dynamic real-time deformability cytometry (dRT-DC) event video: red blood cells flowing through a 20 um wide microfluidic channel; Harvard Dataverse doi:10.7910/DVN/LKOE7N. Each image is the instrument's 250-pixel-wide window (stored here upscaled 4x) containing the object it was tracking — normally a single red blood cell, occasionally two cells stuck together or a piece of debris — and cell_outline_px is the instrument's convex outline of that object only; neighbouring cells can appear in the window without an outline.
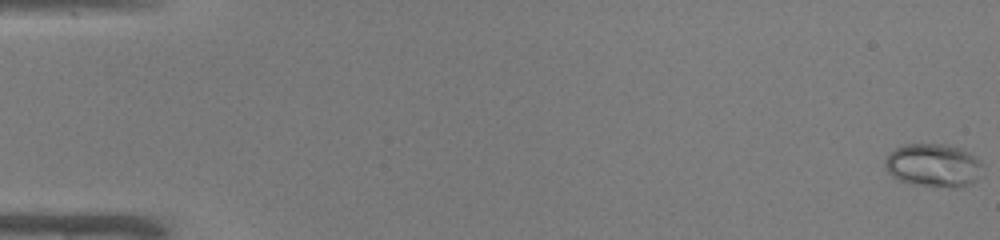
{"species": "common noctule bat (a hibernating species)", "species_latin": "Nyctalus noctula", "temperature_condition": "warm", "stored_images_in_passage": 51, "camera_frame_rate_fps": 3000, "um_per_image_px": 0.085, "animal": {"sex": "male", "body_mass_g": 19.0, "forearm_length_mm": 50.8}, "frame": {"image": 1, "passage_image": 1, "time_ms": 0.0, "image_size_px": [1000, 240], "cell_outline_px": [[984, 164], [980, 176], [960, 188], [956, 188], [912, 184], [900, 180], [892, 176], [884, 168], [884, 160], [888, 152], [904, 144], [944, 144], [960, 148], [976, 156]], "centroid_in_image_um": [79.32, 14.04], "position_along_channel_um": 5.7, "area_um2": 24.85}}
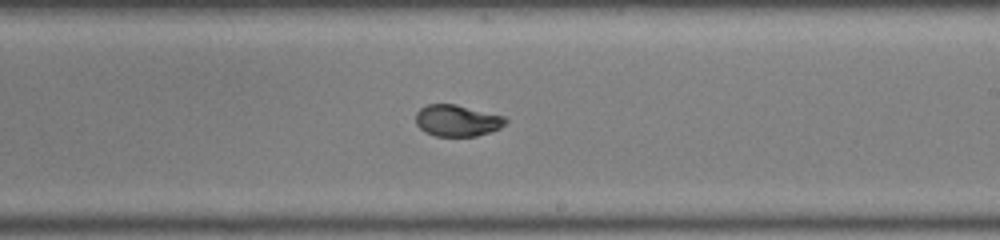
{"frame": {"image": 2, "passage_image": 31, "time_ms": 10.0, "image_size_px": [1000, 240], "cell_outline_px": [[508, 120], [500, 128], [476, 136], [436, 136], [424, 132], [416, 124], [416, 112], [420, 108], [428, 104], [456, 104], [504, 116]], "centroid_in_image_um": [38.83, 10.24], "position_along_channel_um": 250.2, "area_um2": 16.47}}
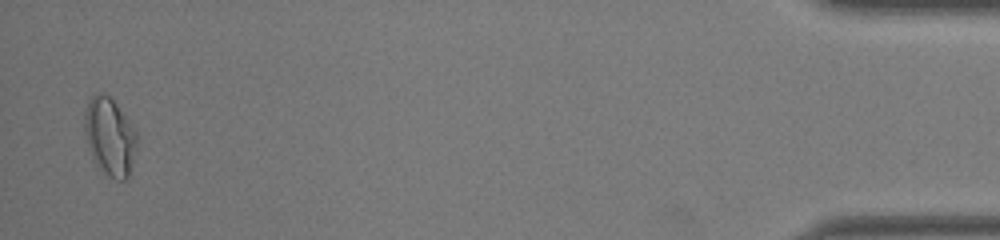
{"frame": {"image": 3, "passage_image": 50, "time_ms": 16.333, "image_size_px": [1000, 240], "cell_outline_px": [[136, 148], [128, 180], [116, 180], [108, 176], [92, 160], [84, 132], [84, 116], [88, 104], [92, 96], [96, 92], [100, 92], [108, 96], [116, 104], [136, 132]], "centroid_in_image_um": [9.31, 11.65], "position_along_channel_um": 425.9, "area_um2": 23.52}, "authors_computed_cell_mechanics": {"area_um2": 17.7446, "velocity_mm_per_s": 4.0749, "shape_relaxation_time_tau1_ms": 8.2856, "shape_relaxation_time_tau2_ms": 1.0037, "deformation_change_tau1": 0.2501, "deformation_change_tau2": 0.0408}}